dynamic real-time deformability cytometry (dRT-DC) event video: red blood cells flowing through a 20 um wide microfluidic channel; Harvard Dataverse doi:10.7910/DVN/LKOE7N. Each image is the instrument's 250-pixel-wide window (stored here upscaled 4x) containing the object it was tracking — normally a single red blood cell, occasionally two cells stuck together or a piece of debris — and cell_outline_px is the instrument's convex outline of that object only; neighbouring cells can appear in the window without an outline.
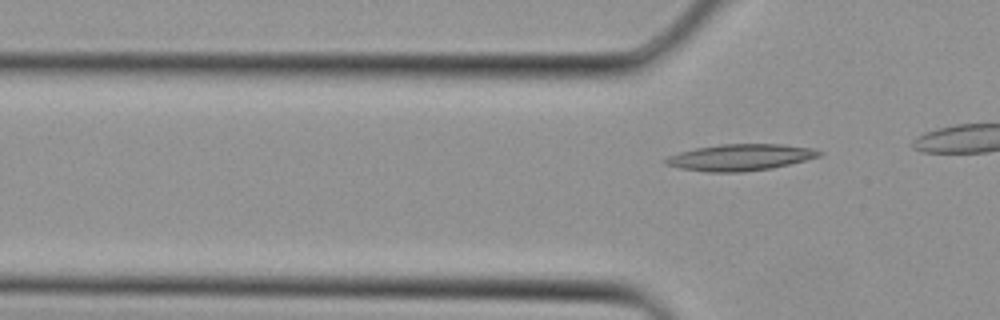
{"species": "Egyptian fruit bat (a non-hibernating species)", "species_latin": "Rousettus aegyptiacus", "temperature_condition": "cold", "stored_images_in_passage": 5, "camera_frame_rate_fps": 3000, "um_per_image_px": 0.085, "animal": {"sex": "female"}, "frame": {"image": 1, "passage_image": 3, "time_ms": 0.667, "image_size_px": [1000, 320], "cell_outline_px": [[824, 152], [820, 156], [772, 168], [744, 172], [708, 172], [680, 168], [664, 164], [664, 160], [668, 156], [680, 152], [696, 148], [720, 144], [780, 144], [812, 148]], "centroid_in_image_um": [62.91, 13.37], "position_along_channel_um": 62.9, "area_um2": 23.58}}